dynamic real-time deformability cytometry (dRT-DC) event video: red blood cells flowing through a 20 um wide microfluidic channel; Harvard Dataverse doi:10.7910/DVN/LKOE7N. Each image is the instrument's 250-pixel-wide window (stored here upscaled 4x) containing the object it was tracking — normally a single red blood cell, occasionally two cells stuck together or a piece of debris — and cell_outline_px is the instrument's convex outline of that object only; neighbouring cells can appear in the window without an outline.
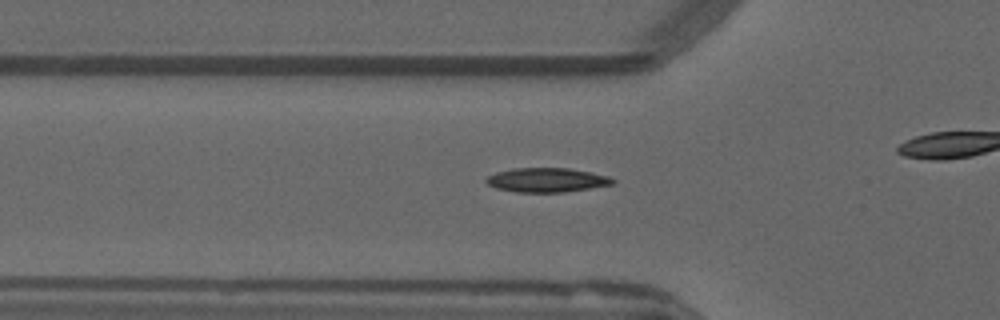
{"species": "common noctule bat (a hibernating species)", "species_latin": "Nyctalus noctula", "temperature_condition": "warm", "stored_images_in_passage": 29, "camera_frame_rate_fps": 3000, "um_per_image_px": 0.085, "animal": {"sex": "male", "forearm_length_mm": 52.5}, "frame": {"image": 1, "passage_image": 4, "time_ms": 1.0, "image_size_px": [1000, 320], "cell_outline_px": [[616, 184], [564, 192], [516, 192], [496, 188], [488, 184], [484, 180], [488, 176], [496, 172], [512, 168], [568, 168], [608, 176], [616, 180]], "centroid_in_image_um": [46.47, 15.3], "position_along_channel_um": 79.3, "area_um2": 17.86}}
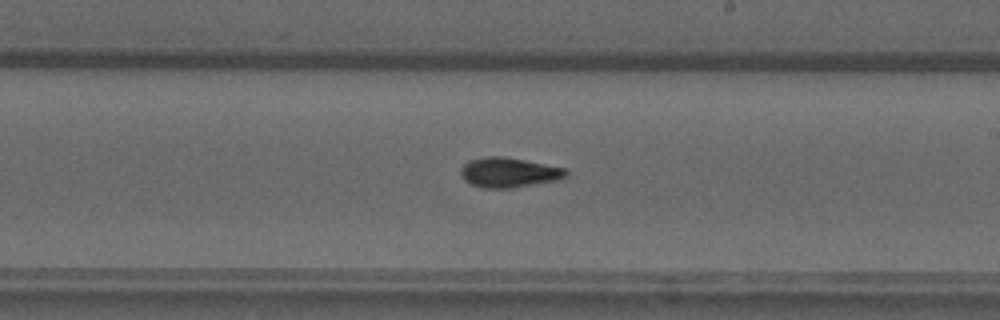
{"frame": {"image": 2, "passage_image": 17, "time_ms": 5.333, "image_size_px": [1000, 320], "cell_outline_px": [[568, 176], [560, 180], [512, 188], [480, 188], [464, 180], [460, 172], [460, 168], [468, 160], [488, 156], [500, 156], [524, 160], [568, 168]], "centroid_in_image_um": [43.28, 14.67], "position_along_channel_um": 245.7, "area_um2": 18.55}}
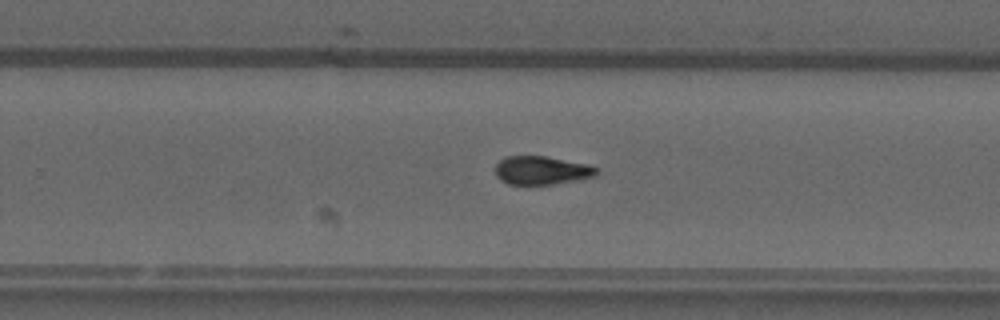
{"frame": {"image": 3, "passage_image": 20, "time_ms": 6.333, "image_size_px": [1000, 320], "cell_outline_px": [[600, 172], [596, 176], [576, 180], [552, 184], [508, 184], [500, 180], [496, 176], [496, 164], [504, 156], [544, 156], [588, 164], [600, 168]], "centroid_in_image_um": [46.06, 14.48], "position_along_channel_um": 283.7, "area_um2": 16.88}}